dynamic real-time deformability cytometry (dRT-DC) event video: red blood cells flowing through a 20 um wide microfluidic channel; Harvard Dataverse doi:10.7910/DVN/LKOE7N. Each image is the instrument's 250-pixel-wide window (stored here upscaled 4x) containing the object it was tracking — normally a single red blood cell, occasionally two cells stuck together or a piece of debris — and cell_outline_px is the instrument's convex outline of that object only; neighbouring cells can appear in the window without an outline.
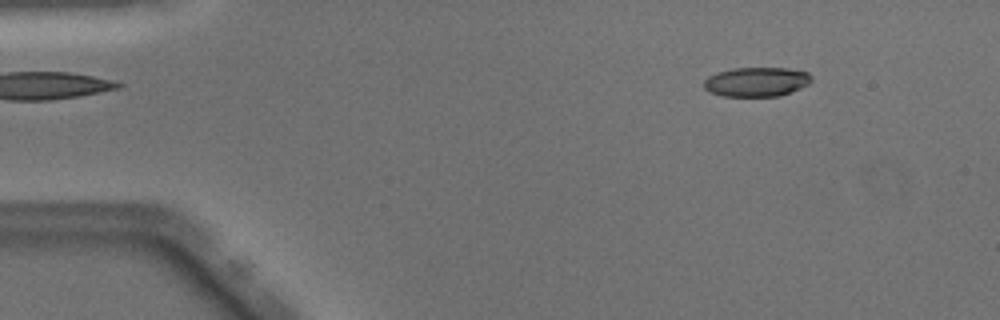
{"species": "Egyptian fruit bat (a non-hibernating species)", "species_latin": "Rousettus aegyptiacus", "temperature_condition": "warm", "stored_images_in_passage": 49, "camera_frame_rate_fps": 3000, "um_per_image_px": 0.085, "animal": {"sex": "male"}, "frame": {"image": 1, "passage_image": 6, "time_ms": 1.667, "image_size_px": [1000, 320], "cell_outline_px": [[812, 80], [808, 84], [800, 88], [780, 96], [720, 96], [708, 92], [704, 88], [704, 80], [708, 76], [716, 72], [732, 68], [788, 68], [808, 72], [812, 76]], "centroid_in_image_um": [64.28, 6.95], "position_along_channel_um": 20.7, "area_um2": 18.61}}
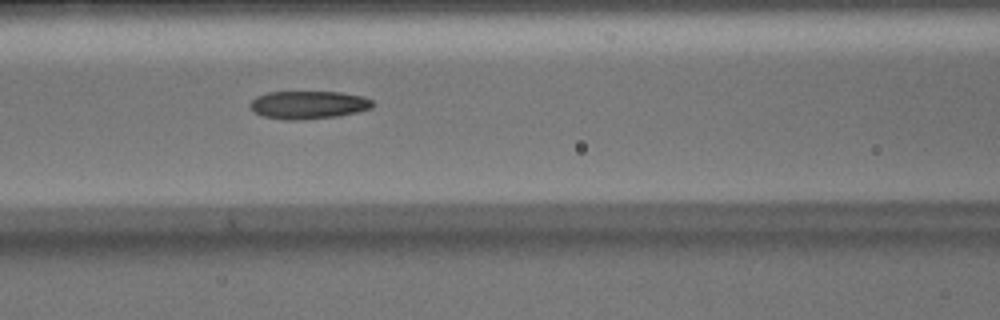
{"frame": {"image": 2, "passage_image": 21, "time_ms": 6.667, "image_size_px": [1000, 320], "cell_outline_px": [[372, 108], [356, 112], [336, 116], [300, 120], [288, 120], [264, 116], [252, 112], [248, 104], [256, 96], [268, 92], [340, 92], [364, 96], [372, 100]], "centroid_in_image_um": [26.17, 8.91], "position_along_channel_um": 140.4, "area_um2": 20.0}}
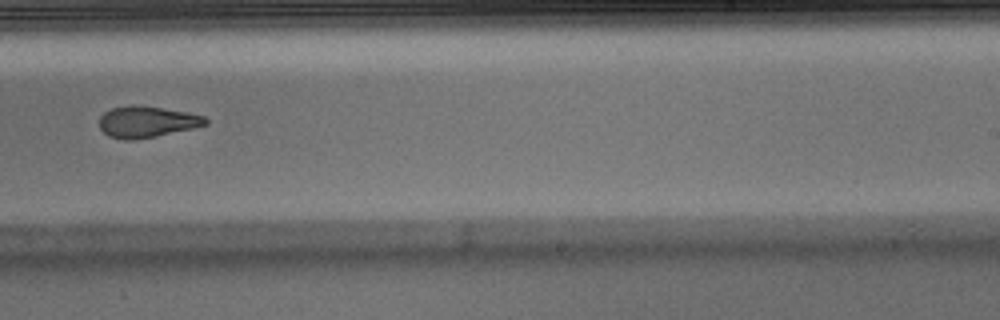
{"frame": {"image": 3, "passage_image": 31, "time_ms": 10.0, "image_size_px": [1000, 320], "cell_outline_px": [[208, 124], [192, 128], [156, 136], [136, 140], [124, 140], [108, 136], [100, 128], [100, 116], [104, 112], [112, 108], [132, 104], [136, 104], [188, 112], [204, 116], [208, 120]], "centroid_in_image_um": [12.47, 10.35], "position_along_channel_um": 276.5, "area_um2": 19.42}, "authors_computed_cell_mechanics": {"area_um2": 19.941, "velocity_mm_per_s": 4.0972, "shape_relaxation_time_tau1_ms": 8.7153, "shape_relaxation_time_tau2_ms": 2.5017, "deformation_change_tau1": 0.2423, "deformation_change_tau2": 0.1069}}